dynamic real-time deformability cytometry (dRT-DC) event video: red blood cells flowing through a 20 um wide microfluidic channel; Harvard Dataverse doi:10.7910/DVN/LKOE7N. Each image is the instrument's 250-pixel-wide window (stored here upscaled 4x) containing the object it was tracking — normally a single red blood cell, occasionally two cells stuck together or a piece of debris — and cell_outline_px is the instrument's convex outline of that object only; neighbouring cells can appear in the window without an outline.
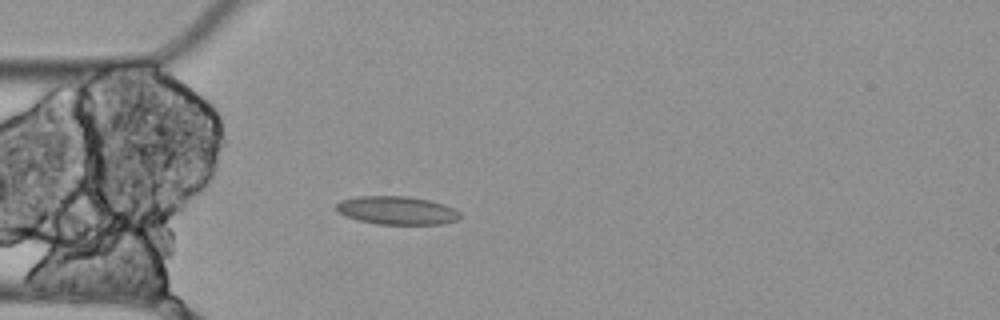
{"species": "Egyptian fruit bat (a non-hibernating species)", "species_latin": "Rousettus aegyptiacus", "temperature_condition": "cold", "stored_images_in_passage": 5, "camera_frame_rate_fps": 3000, "um_per_image_px": 0.085, "animal": {"sex": "female"}, "frame": {"image": 1, "passage_image": 5, "time_ms": 1.333, "image_size_px": [1000, 320], "cell_outline_px": [[460, 216], [456, 220], [440, 224], [376, 224], [360, 220], [348, 216], [340, 212], [336, 208], [336, 204], [340, 200], [356, 196], [408, 196], [428, 200], [444, 204], [460, 212]], "centroid_in_image_um": [33.73, 17.87], "position_along_channel_um": 51.3, "area_um2": 20.17}}